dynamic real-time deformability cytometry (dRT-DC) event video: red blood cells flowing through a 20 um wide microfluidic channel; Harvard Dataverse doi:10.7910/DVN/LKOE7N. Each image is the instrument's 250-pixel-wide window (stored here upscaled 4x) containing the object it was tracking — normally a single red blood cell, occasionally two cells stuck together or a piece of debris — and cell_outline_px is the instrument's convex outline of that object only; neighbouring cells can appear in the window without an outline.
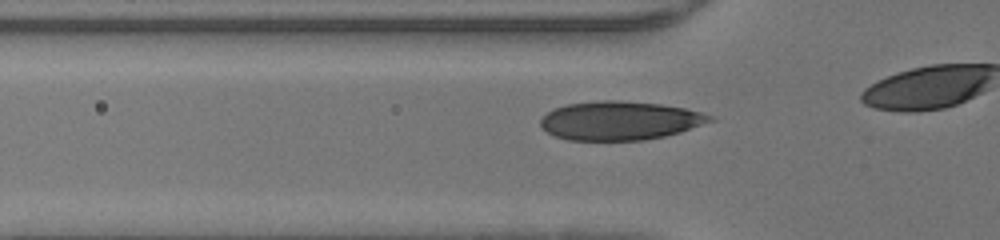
{"species": "human", "species_latin": "Homo sapiens", "temperature_condition": "warm", "stored_images_in_passage": 13, "camera_frame_rate_fps": 3000, "um_per_image_px": 0.085, "donor": {"sex": "male"}, "frame": {"image": 1, "passage_image": 8, "time_ms": 2.333, "image_size_px": [1000, 240], "cell_outline_px": [[716, 120], [680, 132], [664, 136], [644, 140], [568, 140], [556, 136], [548, 132], [540, 124], [540, 120], [552, 108], [568, 104], [604, 100], [616, 100], [660, 104], [684, 108], [700, 112], [712, 116]], "centroid_in_image_um": [52.7, 10.25], "position_along_channel_um": 73.1, "area_um2": 38.03}}
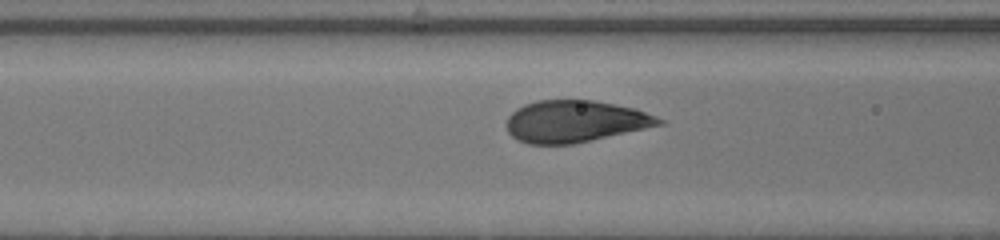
{"frame": {"image": 2, "passage_image": 11, "time_ms": 3.333, "image_size_px": [1000, 240], "cell_outline_px": [[664, 124], [572, 144], [528, 144], [516, 140], [508, 132], [508, 116], [516, 108], [524, 104], [536, 100], [592, 100], [636, 108], [656, 116], [664, 120]], "centroid_in_image_um": [48.86, 10.31], "position_along_channel_um": 117.7, "area_um2": 37.05}}